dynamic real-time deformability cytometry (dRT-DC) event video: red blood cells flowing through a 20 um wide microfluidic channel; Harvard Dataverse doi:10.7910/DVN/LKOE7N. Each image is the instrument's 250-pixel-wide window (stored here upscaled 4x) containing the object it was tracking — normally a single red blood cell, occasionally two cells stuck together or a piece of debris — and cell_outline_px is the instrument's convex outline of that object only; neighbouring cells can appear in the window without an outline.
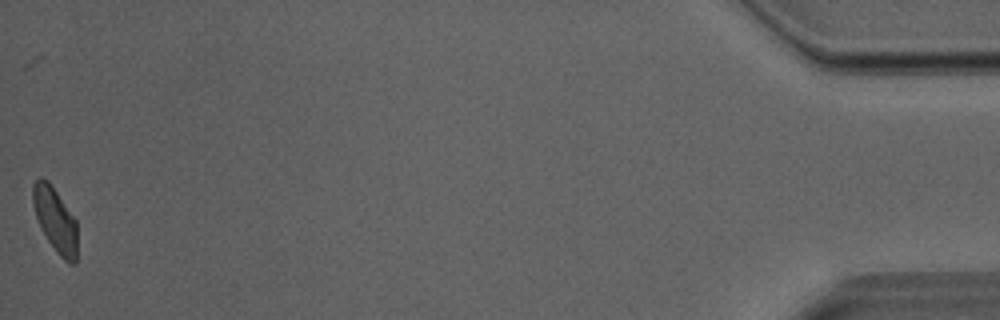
{"species": "Egyptian fruit bat (a non-hibernating species)", "species_latin": "Rousettus aegyptiacus", "temperature_condition": "room temperature", "stored_images_in_passage": 29, "camera_frame_rate_fps": 3000, "um_per_image_px": 0.085, "animal": {"sex": "male"}, "frame": {"image": 1, "passage_image": 29, "time_ms": 9.333, "image_size_px": [1000, 320], "cell_outline_px": [[76, 264], [68, 264], [60, 256], [48, 240], [36, 216], [32, 204], [32, 184], [40, 176], [48, 180], [52, 184], [76, 220]], "centroid_in_image_um": [4.69, 18.64], "position_along_channel_um": 430.5, "area_um2": 16.65}}